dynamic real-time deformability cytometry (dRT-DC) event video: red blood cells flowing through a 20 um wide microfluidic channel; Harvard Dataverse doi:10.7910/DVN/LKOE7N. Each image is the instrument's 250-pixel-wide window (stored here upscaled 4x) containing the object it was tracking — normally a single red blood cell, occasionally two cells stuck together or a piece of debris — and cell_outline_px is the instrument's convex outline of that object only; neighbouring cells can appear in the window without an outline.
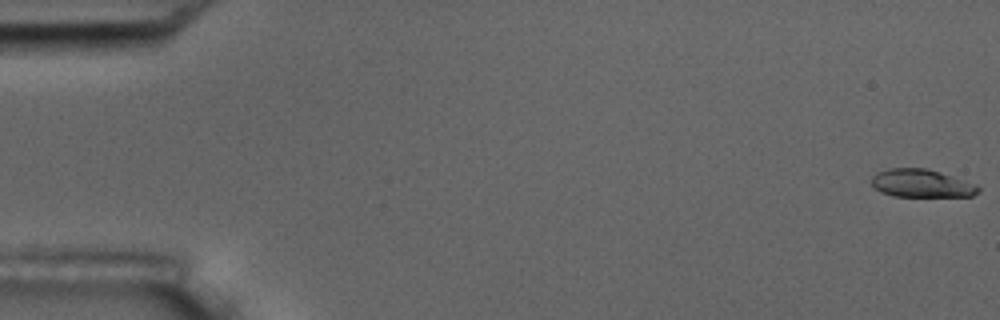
{"species": "common noctule bat (a hibernating species)", "species_latin": "Nyctalus noctula", "temperature_condition": "room temperature", "stored_images_in_passage": 8, "camera_frame_rate_fps": 3000, "um_per_image_px": 0.085, "animal": {"sex": "male", "body_mass_g": 17.5, "forearm_length_mm": 52.3}, "frame": {"image": 1, "passage_image": 1, "time_ms": 0.0, "image_size_px": [1000, 320], "cell_outline_px": [[980, 192], [972, 196], [892, 196], [880, 192], [872, 184], [872, 176], [888, 168], [928, 168], [976, 184], [980, 188]], "centroid_in_image_um": [78.35, 15.59], "position_along_channel_um": 6.7, "area_um2": 17.34}}
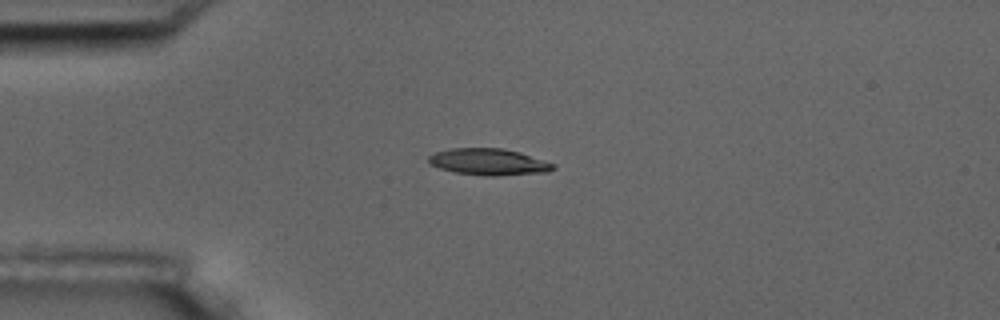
{"frame": {"image": 2, "passage_image": 5, "time_ms": 4.667, "image_size_px": [1000, 320], "cell_outline_px": [[556, 168], [548, 172], [496, 176], [492, 176], [456, 172], [440, 168], [432, 164], [428, 160], [428, 156], [436, 152], [452, 148], [504, 148], [520, 152], [556, 164]], "centroid_in_image_um": [41.6, 13.75], "position_along_channel_um": 43.4, "area_um2": 19.19}}